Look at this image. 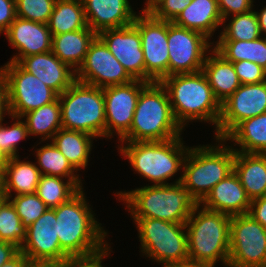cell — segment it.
Masks as SVG:
<instances>
[{
    "mask_svg": "<svg viewBox=\"0 0 266 267\" xmlns=\"http://www.w3.org/2000/svg\"><path fill=\"white\" fill-rule=\"evenodd\" d=\"M168 76L202 71L207 52L212 43L198 31L175 25L168 21Z\"/></svg>",
    "mask_w": 266,
    "mask_h": 267,
    "instance_id": "obj_12",
    "label": "cell"
},
{
    "mask_svg": "<svg viewBox=\"0 0 266 267\" xmlns=\"http://www.w3.org/2000/svg\"><path fill=\"white\" fill-rule=\"evenodd\" d=\"M28 134L41 135L42 141L52 139L59 129L62 128L61 105L59 98L54 102L38 109L25 113Z\"/></svg>",
    "mask_w": 266,
    "mask_h": 267,
    "instance_id": "obj_32",
    "label": "cell"
},
{
    "mask_svg": "<svg viewBox=\"0 0 266 267\" xmlns=\"http://www.w3.org/2000/svg\"><path fill=\"white\" fill-rule=\"evenodd\" d=\"M7 111V112H6ZM10 116L9 104H8V91L7 82L3 67L0 68V121H3L4 115Z\"/></svg>",
    "mask_w": 266,
    "mask_h": 267,
    "instance_id": "obj_46",
    "label": "cell"
},
{
    "mask_svg": "<svg viewBox=\"0 0 266 267\" xmlns=\"http://www.w3.org/2000/svg\"><path fill=\"white\" fill-rule=\"evenodd\" d=\"M88 27L97 34L133 24L136 13L128 0H82Z\"/></svg>",
    "mask_w": 266,
    "mask_h": 267,
    "instance_id": "obj_21",
    "label": "cell"
},
{
    "mask_svg": "<svg viewBox=\"0 0 266 267\" xmlns=\"http://www.w3.org/2000/svg\"><path fill=\"white\" fill-rule=\"evenodd\" d=\"M10 157L0 148V169L4 172Z\"/></svg>",
    "mask_w": 266,
    "mask_h": 267,
    "instance_id": "obj_53",
    "label": "cell"
},
{
    "mask_svg": "<svg viewBox=\"0 0 266 267\" xmlns=\"http://www.w3.org/2000/svg\"><path fill=\"white\" fill-rule=\"evenodd\" d=\"M147 84L134 79L126 84L103 88L106 137H111L115 132L120 140L130 130L140 91Z\"/></svg>",
    "mask_w": 266,
    "mask_h": 267,
    "instance_id": "obj_16",
    "label": "cell"
},
{
    "mask_svg": "<svg viewBox=\"0 0 266 267\" xmlns=\"http://www.w3.org/2000/svg\"><path fill=\"white\" fill-rule=\"evenodd\" d=\"M85 198L82 188L67 202L54 208L56 224L53 228L61 249L70 258L92 256L108 248L104 242L107 232L95 220Z\"/></svg>",
    "mask_w": 266,
    "mask_h": 267,
    "instance_id": "obj_1",
    "label": "cell"
},
{
    "mask_svg": "<svg viewBox=\"0 0 266 267\" xmlns=\"http://www.w3.org/2000/svg\"><path fill=\"white\" fill-rule=\"evenodd\" d=\"M146 6L141 14H151L165 0H146Z\"/></svg>",
    "mask_w": 266,
    "mask_h": 267,
    "instance_id": "obj_49",
    "label": "cell"
},
{
    "mask_svg": "<svg viewBox=\"0 0 266 267\" xmlns=\"http://www.w3.org/2000/svg\"><path fill=\"white\" fill-rule=\"evenodd\" d=\"M19 158H10L4 170V198H12V189L16 192L15 196L36 193L42 174L36 164L20 161Z\"/></svg>",
    "mask_w": 266,
    "mask_h": 267,
    "instance_id": "obj_28",
    "label": "cell"
},
{
    "mask_svg": "<svg viewBox=\"0 0 266 267\" xmlns=\"http://www.w3.org/2000/svg\"><path fill=\"white\" fill-rule=\"evenodd\" d=\"M20 249L12 243L0 240V267L12 259Z\"/></svg>",
    "mask_w": 266,
    "mask_h": 267,
    "instance_id": "obj_47",
    "label": "cell"
},
{
    "mask_svg": "<svg viewBox=\"0 0 266 267\" xmlns=\"http://www.w3.org/2000/svg\"><path fill=\"white\" fill-rule=\"evenodd\" d=\"M248 214L266 228V195L251 201Z\"/></svg>",
    "mask_w": 266,
    "mask_h": 267,
    "instance_id": "obj_45",
    "label": "cell"
},
{
    "mask_svg": "<svg viewBox=\"0 0 266 267\" xmlns=\"http://www.w3.org/2000/svg\"><path fill=\"white\" fill-rule=\"evenodd\" d=\"M182 130L166 88L161 82H151L140 91L132 125L120 142L167 141L181 137Z\"/></svg>",
    "mask_w": 266,
    "mask_h": 267,
    "instance_id": "obj_4",
    "label": "cell"
},
{
    "mask_svg": "<svg viewBox=\"0 0 266 267\" xmlns=\"http://www.w3.org/2000/svg\"><path fill=\"white\" fill-rule=\"evenodd\" d=\"M15 18V0H0V34L9 28Z\"/></svg>",
    "mask_w": 266,
    "mask_h": 267,
    "instance_id": "obj_44",
    "label": "cell"
},
{
    "mask_svg": "<svg viewBox=\"0 0 266 267\" xmlns=\"http://www.w3.org/2000/svg\"><path fill=\"white\" fill-rule=\"evenodd\" d=\"M10 202L15 207L22 224L26 229H28L31 224L48 209L47 205L36 193L14 196Z\"/></svg>",
    "mask_w": 266,
    "mask_h": 267,
    "instance_id": "obj_37",
    "label": "cell"
},
{
    "mask_svg": "<svg viewBox=\"0 0 266 267\" xmlns=\"http://www.w3.org/2000/svg\"><path fill=\"white\" fill-rule=\"evenodd\" d=\"M229 267H266V228L250 214L231 216Z\"/></svg>",
    "mask_w": 266,
    "mask_h": 267,
    "instance_id": "obj_10",
    "label": "cell"
},
{
    "mask_svg": "<svg viewBox=\"0 0 266 267\" xmlns=\"http://www.w3.org/2000/svg\"><path fill=\"white\" fill-rule=\"evenodd\" d=\"M26 239V228L23 226L10 199L0 202V240L9 242L19 249Z\"/></svg>",
    "mask_w": 266,
    "mask_h": 267,
    "instance_id": "obj_36",
    "label": "cell"
},
{
    "mask_svg": "<svg viewBox=\"0 0 266 267\" xmlns=\"http://www.w3.org/2000/svg\"><path fill=\"white\" fill-rule=\"evenodd\" d=\"M233 170L251 201L266 195V154L235 151Z\"/></svg>",
    "mask_w": 266,
    "mask_h": 267,
    "instance_id": "obj_23",
    "label": "cell"
},
{
    "mask_svg": "<svg viewBox=\"0 0 266 267\" xmlns=\"http://www.w3.org/2000/svg\"><path fill=\"white\" fill-rule=\"evenodd\" d=\"M192 0H165L161 3L151 15L159 20L173 21L177 15L182 12Z\"/></svg>",
    "mask_w": 266,
    "mask_h": 267,
    "instance_id": "obj_41",
    "label": "cell"
},
{
    "mask_svg": "<svg viewBox=\"0 0 266 267\" xmlns=\"http://www.w3.org/2000/svg\"><path fill=\"white\" fill-rule=\"evenodd\" d=\"M163 267H213L207 264L196 263L192 261H186L183 263H171Z\"/></svg>",
    "mask_w": 266,
    "mask_h": 267,
    "instance_id": "obj_51",
    "label": "cell"
},
{
    "mask_svg": "<svg viewBox=\"0 0 266 267\" xmlns=\"http://www.w3.org/2000/svg\"><path fill=\"white\" fill-rule=\"evenodd\" d=\"M4 172L0 169V190H4Z\"/></svg>",
    "mask_w": 266,
    "mask_h": 267,
    "instance_id": "obj_54",
    "label": "cell"
},
{
    "mask_svg": "<svg viewBox=\"0 0 266 267\" xmlns=\"http://www.w3.org/2000/svg\"><path fill=\"white\" fill-rule=\"evenodd\" d=\"M18 64L58 95L76 81V71L62 62L52 51L23 57Z\"/></svg>",
    "mask_w": 266,
    "mask_h": 267,
    "instance_id": "obj_20",
    "label": "cell"
},
{
    "mask_svg": "<svg viewBox=\"0 0 266 267\" xmlns=\"http://www.w3.org/2000/svg\"><path fill=\"white\" fill-rule=\"evenodd\" d=\"M232 63L241 84H253L266 81V70L258 64L247 60Z\"/></svg>",
    "mask_w": 266,
    "mask_h": 267,
    "instance_id": "obj_40",
    "label": "cell"
},
{
    "mask_svg": "<svg viewBox=\"0 0 266 267\" xmlns=\"http://www.w3.org/2000/svg\"><path fill=\"white\" fill-rule=\"evenodd\" d=\"M216 140L234 141L241 147L235 151L266 154V113L241 121L223 139Z\"/></svg>",
    "mask_w": 266,
    "mask_h": 267,
    "instance_id": "obj_27",
    "label": "cell"
},
{
    "mask_svg": "<svg viewBox=\"0 0 266 267\" xmlns=\"http://www.w3.org/2000/svg\"><path fill=\"white\" fill-rule=\"evenodd\" d=\"M76 80L99 88L122 85L134 80L97 36L90 44Z\"/></svg>",
    "mask_w": 266,
    "mask_h": 267,
    "instance_id": "obj_14",
    "label": "cell"
},
{
    "mask_svg": "<svg viewBox=\"0 0 266 267\" xmlns=\"http://www.w3.org/2000/svg\"><path fill=\"white\" fill-rule=\"evenodd\" d=\"M28 267H60V263H54V262H30Z\"/></svg>",
    "mask_w": 266,
    "mask_h": 267,
    "instance_id": "obj_52",
    "label": "cell"
},
{
    "mask_svg": "<svg viewBox=\"0 0 266 267\" xmlns=\"http://www.w3.org/2000/svg\"><path fill=\"white\" fill-rule=\"evenodd\" d=\"M4 198V190H0V202L3 200Z\"/></svg>",
    "mask_w": 266,
    "mask_h": 267,
    "instance_id": "obj_55",
    "label": "cell"
},
{
    "mask_svg": "<svg viewBox=\"0 0 266 267\" xmlns=\"http://www.w3.org/2000/svg\"><path fill=\"white\" fill-rule=\"evenodd\" d=\"M55 210L48 208L31 226L26 229V239L20 251L31 262L62 263L70 258L62 249L56 236Z\"/></svg>",
    "mask_w": 266,
    "mask_h": 267,
    "instance_id": "obj_17",
    "label": "cell"
},
{
    "mask_svg": "<svg viewBox=\"0 0 266 267\" xmlns=\"http://www.w3.org/2000/svg\"><path fill=\"white\" fill-rule=\"evenodd\" d=\"M181 140L175 137L167 141L125 142L127 146L121 145L119 149L138 174L154 185H169L173 183L166 180L182 169L189 150Z\"/></svg>",
    "mask_w": 266,
    "mask_h": 267,
    "instance_id": "obj_6",
    "label": "cell"
},
{
    "mask_svg": "<svg viewBox=\"0 0 266 267\" xmlns=\"http://www.w3.org/2000/svg\"><path fill=\"white\" fill-rule=\"evenodd\" d=\"M266 113V81L241 84L221 104L216 139H223L241 121Z\"/></svg>",
    "mask_w": 266,
    "mask_h": 267,
    "instance_id": "obj_15",
    "label": "cell"
},
{
    "mask_svg": "<svg viewBox=\"0 0 266 267\" xmlns=\"http://www.w3.org/2000/svg\"><path fill=\"white\" fill-rule=\"evenodd\" d=\"M62 128L106 137L103 88L75 81L58 95Z\"/></svg>",
    "mask_w": 266,
    "mask_h": 267,
    "instance_id": "obj_8",
    "label": "cell"
},
{
    "mask_svg": "<svg viewBox=\"0 0 266 267\" xmlns=\"http://www.w3.org/2000/svg\"><path fill=\"white\" fill-rule=\"evenodd\" d=\"M257 18H258V23L260 27V32L263 35L266 34V7H264L261 12L255 11Z\"/></svg>",
    "mask_w": 266,
    "mask_h": 267,
    "instance_id": "obj_50",
    "label": "cell"
},
{
    "mask_svg": "<svg viewBox=\"0 0 266 267\" xmlns=\"http://www.w3.org/2000/svg\"><path fill=\"white\" fill-rule=\"evenodd\" d=\"M36 157L37 167L42 175L81 180L78 175L74 174L76 170L52 142L37 149Z\"/></svg>",
    "mask_w": 266,
    "mask_h": 267,
    "instance_id": "obj_34",
    "label": "cell"
},
{
    "mask_svg": "<svg viewBox=\"0 0 266 267\" xmlns=\"http://www.w3.org/2000/svg\"><path fill=\"white\" fill-rule=\"evenodd\" d=\"M97 33L90 28L52 36L51 51L64 63L77 71L84 62L90 44Z\"/></svg>",
    "mask_w": 266,
    "mask_h": 267,
    "instance_id": "obj_26",
    "label": "cell"
},
{
    "mask_svg": "<svg viewBox=\"0 0 266 267\" xmlns=\"http://www.w3.org/2000/svg\"><path fill=\"white\" fill-rule=\"evenodd\" d=\"M47 26L52 36L89 28L82 0H56Z\"/></svg>",
    "mask_w": 266,
    "mask_h": 267,
    "instance_id": "obj_30",
    "label": "cell"
},
{
    "mask_svg": "<svg viewBox=\"0 0 266 267\" xmlns=\"http://www.w3.org/2000/svg\"><path fill=\"white\" fill-rule=\"evenodd\" d=\"M137 15L133 24L139 29L145 63V82H161L168 76V21L151 14Z\"/></svg>",
    "mask_w": 266,
    "mask_h": 267,
    "instance_id": "obj_13",
    "label": "cell"
},
{
    "mask_svg": "<svg viewBox=\"0 0 266 267\" xmlns=\"http://www.w3.org/2000/svg\"><path fill=\"white\" fill-rule=\"evenodd\" d=\"M211 56H206L202 72L205 74L216 99L222 104L241 85L233 63L227 61L212 48Z\"/></svg>",
    "mask_w": 266,
    "mask_h": 267,
    "instance_id": "obj_25",
    "label": "cell"
},
{
    "mask_svg": "<svg viewBox=\"0 0 266 267\" xmlns=\"http://www.w3.org/2000/svg\"><path fill=\"white\" fill-rule=\"evenodd\" d=\"M31 261L19 251L12 259L3 264L2 267H28Z\"/></svg>",
    "mask_w": 266,
    "mask_h": 267,
    "instance_id": "obj_48",
    "label": "cell"
},
{
    "mask_svg": "<svg viewBox=\"0 0 266 267\" xmlns=\"http://www.w3.org/2000/svg\"><path fill=\"white\" fill-rule=\"evenodd\" d=\"M17 119L11 127L4 126L0 121V148L10 157L19 156L17 154V144L20 140L25 139L28 134L26 123L20 119L21 117L11 116Z\"/></svg>",
    "mask_w": 266,
    "mask_h": 267,
    "instance_id": "obj_39",
    "label": "cell"
},
{
    "mask_svg": "<svg viewBox=\"0 0 266 267\" xmlns=\"http://www.w3.org/2000/svg\"><path fill=\"white\" fill-rule=\"evenodd\" d=\"M213 47L227 61H251L266 70V38L253 41L218 40Z\"/></svg>",
    "mask_w": 266,
    "mask_h": 267,
    "instance_id": "obj_31",
    "label": "cell"
},
{
    "mask_svg": "<svg viewBox=\"0 0 266 267\" xmlns=\"http://www.w3.org/2000/svg\"><path fill=\"white\" fill-rule=\"evenodd\" d=\"M62 179L58 176L41 175L36 194L48 208L54 209L67 202L82 189L81 180H66L67 182H64Z\"/></svg>",
    "mask_w": 266,
    "mask_h": 267,
    "instance_id": "obj_33",
    "label": "cell"
},
{
    "mask_svg": "<svg viewBox=\"0 0 266 267\" xmlns=\"http://www.w3.org/2000/svg\"><path fill=\"white\" fill-rule=\"evenodd\" d=\"M7 82L10 116L21 117L54 102L58 94L17 62L3 66Z\"/></svg>",
    "mask_w": 266,
    "mask_h": 267,
    "instance_id": "obj_11",
    "label": "cell"
},
{
    "mask_svg": "<svg viewBox=\"0 0 266 267\" xmlns=\"http://www.w3.org/2000/svg\"><path fill=\"white\" fill-rule=\"evenodd\" d=\"M262 37L258 18L252 9L248 12L236 14L229 24L223 28L219 40L253 41Z\"/></svg>",
    "mask_w": 266,
    "mask_h": 267,
    "instance_id": "obj_35",
    "label": "cell"
},
{
    "mask_svg": "<svg viewBox=\"0 0 266 267\" xmlns=\"http://www.w3.org/2000/svg\"><path fill=\"white\" fill-rule=\"evenodd\" d=\"M92 138L84 132L61 128L52 138V143L77 171L86 168L92 147Z\"/></svg>",
    "mask_w": 266,
    "mask_h": 267,
    "instance_id": "obj_29",
    "label": "cell"
},
{
    "mask_svg": "<svg viewBox=\"0 0 266 267\" xmlns=\"http://www.w3.org/2000/svg\"><path fill=\"white\" fill-rule=\"evenodd\" d=\"M219 11L223 18L225 19L230 16L229 14L236 15L248 12L252 10L253 3L250 0H217Z\"/></svg>",
    "mask_w": 266,
    "mask_h": 267,
    "instance_id": "obj_42",
    "label": "cell"
},
{
    "mask_svg": "<svg viewBox=\"0 0 266 267\" xmlns=\"http://www.w3.org/2000/svg\"><path fill=\"white\" fill-rule=\"evenodd\" d=\"M201 206L185 223L189 261L214 267L220 260L228 267L231 216Z\"/></svg>",
    "mask_w": 266,
    "mask_h": 267,
    "instance_id": "obj_5",
    "label": "cell"
},
{
    "mask_svg": "<svg viewBox=\"0 0 266 267\" xmlns=\"http://www.w3.org/2000/svg\"><path fill=\"white\" fill-rule=\"evenodd\" d=\"M109 250L110 248L108 247L105 251L92 256L65 259L60 263V267H103L101 262L105 256H108Z\"/></svg>",
    "mask_w": 266,
    "mask_h": 267,
    "instance_id": "obj_43",
    "label": "cell"
},
{
    "mask_svg": "<svg viewBox=\"0 0 266 267\" xmlns=\"http://www.w3.org/2000/svg\"><path fill=\"white\" fill-rule=\"evenodd\" d=\"M56 0H15L16 17L47 24Z\"/></svg>",
    "mask_w": 266,
    "mask_h": 267,
    "instance_id": "obj_38",
    "label": "cell"
},
{
    "mask_svg": "<svg viewBox=\"0 0 266 267\" xmlns=\"http://www.w3.org/2000/svg\"><path fill=\"white\" fill-rule=\"evenodd\" d=\"M133 79L145 81V63L139 29L131 24L97 34Z\"/></svg>",
    "mask_w": 266,
    "mask_h": 267,
    "instance_id": "obj_18",
    "label": "cell"
},
{
    "mask_svg": "<svg viewBox=\"0 0 266 267\" xmlns=\"http://www.w3.org/2000/svg\"><path fill=\"white\" fill-rule=\"evenodd\" d=\"M4 34L9 44L19 51L18 56L14 55L9 62L18 63L23 57L52 49V34L44 23L16 17Z\"/></svg>",
    "mask_w": 266,
    "mask_h": 267,
    "instance_id": "obj_19",
    "label": "cell"
},
{
    "mask_svg": "<svg viewBox=\"0 0 266 267\" xmlns=\"http://www.w3.org/2000/svg\"><path fill=\"white\" fill-rule=\"evenodd\" d=\"M200 204L205 209L235 216L247 214L251 200L233 170L211 189Z\"/></svg>",
    "mask_w": 266,
    "mask_h": 267,
    "instance_id": "obj_22",
    "label": "cell"
},
{
    "mask_svg": "<svg viewBox=\"0 0 266 267\" xmlns=\"http://www.w3.org/2000/svg\"><path fill=\"white\" fill-rule=\"evenodd\" d=\"M172 22L177 26L198 31L209 39L216 28L224 24L217 0H192Z\"/></svg>",
    "mask_w": 266,
    "mask_h": 267,
    "instance_id": "obj_24",
    "label": "cell"
},
{
    "mask_svg": "<svg viewBox=\"0 0 266 267\" xmlns=\"http://www.w3.org/2000/svg\"><path fill=\"white\" fill-rule=\"evenodd\" d=\"M181 181L182 175L174 184H152L129 192L120 191L116 195L127 203L132 218H155L186 223L200 203Z\"/></svg>",
    "mask_w": 266,
    "mask_h": 267,
    "instance_id": "obj_2",
    "label": "cell"
},
{
    "mask_svg": "<svg viewBox=\"0 0 266 267\" xmlns=\"http://www.w3.org/2000/svg\"><path fill=\"white\" fill-rule=\"evenodd\" d=\"M133 219L137 224L141 251L147 257L164 266L189 261L185 223H174L155 218Z\"/></svg>",
    "mask_w": 266,
    "mask_h": 267,
    "instance_id": "obj_9",
    "label": "cell"
},
{
    "mask_svg": "<svg viewBox=\"0 0 266 267\" xmlns=\"http://www.w3.org/2000/svg\"><path fill=\"white\" fill-rule=\"evenodd\" d=\"M161 84L168 92L173 115L182 129L192 120L209 121L217 129L221 104L202 71L173 74L165 77Z\"/></svg>",
    "mask_w": 266,
    "mask_h": 267,
    "instance_id": "obj_3",
    "label": "cell"
},
{
    "mask_svg": "<svg viewBox=\"0 0 266 267\" xmlns=\"http://www.w3.org/2000/svg\"><path fill=\"white\" fill-rule=\"evenodd\" d=\"M220 145L190 147L185 156L181 183L199 203L233 171L235 150Z\"/></svg>",
    "mask_w": 266,
    "mask_h": 267,
    "instance_id": "obj_7",
    "label": "cell"
}]
</instances>
